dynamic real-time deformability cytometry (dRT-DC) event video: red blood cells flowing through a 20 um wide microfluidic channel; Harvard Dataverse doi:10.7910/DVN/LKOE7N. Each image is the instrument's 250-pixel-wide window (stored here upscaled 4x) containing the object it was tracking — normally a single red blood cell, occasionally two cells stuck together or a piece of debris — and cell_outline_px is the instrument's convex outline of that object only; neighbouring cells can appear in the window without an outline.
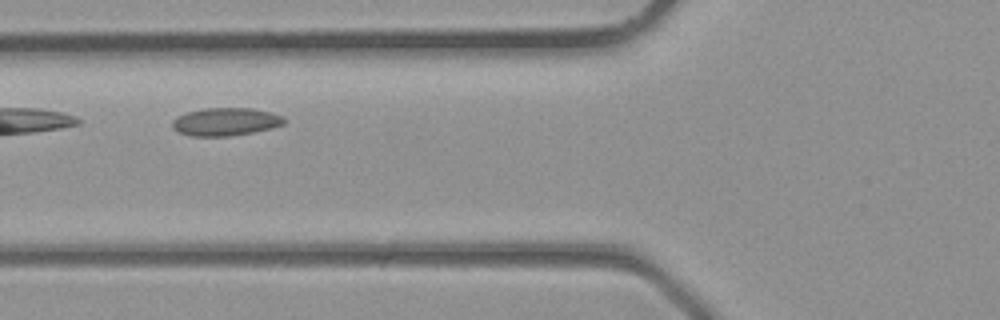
{"species": "common noctule bat (a hibernating species)", "species_latin": "Nyctalus noctula", "temperature_condition": "room temperature", "stored_images_in_passage": 2, "camera_frame_rate_fps": 3000, "um_per_image_px": 0.085, "animal": {"sex": "male", "body_mass_g": 23.1, "forearm_length_mm": 52.7}, "frame": {"image": 1, "passage_image": 2, "time_ms": 0.333, "image_size_px": [1000, 320], "cell_outline_px": [[288, 120], [284, 124], [272, 128], [252, 132], [228, 136], [192, 136], [180, 132], [172, 128], [172, 120], [176, 116], [188, 112], [204, 108], [252, 108], [272, 112], [284, 116]], "centroid_in_image_um": [19.21, 10.34], "position_along_channel_um": 106.6, "area_um2": 18.32}}